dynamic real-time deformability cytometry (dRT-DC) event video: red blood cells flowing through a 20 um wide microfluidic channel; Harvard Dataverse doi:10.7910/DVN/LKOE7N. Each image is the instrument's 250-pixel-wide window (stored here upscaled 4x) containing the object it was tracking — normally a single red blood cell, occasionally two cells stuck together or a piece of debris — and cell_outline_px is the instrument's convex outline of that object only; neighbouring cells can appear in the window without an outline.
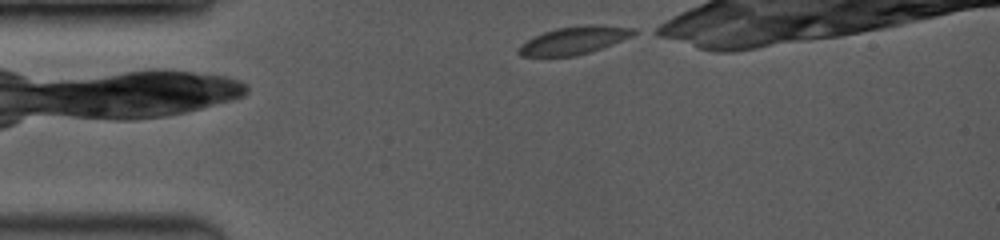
{"species": "common noctule bat (a hibernating species)", "species_latin": "Nyctalus noctula", "temperature_condition": "room temperature", "stored_images_in_passage": 61, "camera_frame_rate_fps": 3500, "um_per_image_px": 0.085, "animal": {"sex": "female", "body_mass_g": 19.0, "forearm_length_mm": 53.3}, "frame": {"image": 1, "passage_image": 1, "time_ms": 0.0, "image_size_px": [1000, 240], "cell_outline_px": [[640, 32], [632, 36], [612, 44], [576, 56], [520, 56], [516, 52], [528, 40], [544, 32], [556, 28], [632, 28]], "centroid_in_image_um": [48.72, 3.5], "position_along_channel_um": 36.3, "area_um2": 17.11}}
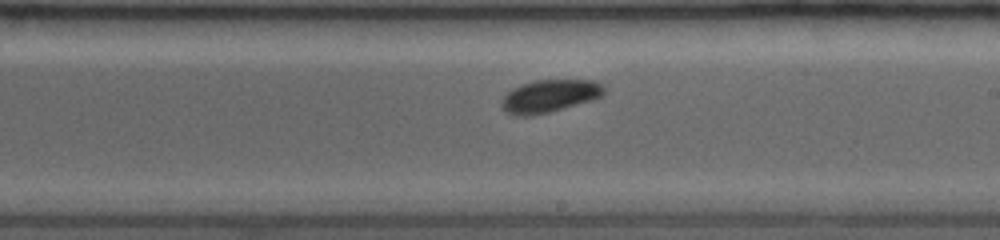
{"frame": {"image": 2, "passage_image": 32, "time_ms": 6.0, "image_size_px": [1000, 240], "cell_outline_px": [[604, 92], [600, 96], [592, 100], [548, 112], [532, 116], [512, 116], [504, 112], [500, 104], [500, 100], [512, 88], [520, 84], [536, 80], [596, 80], [604, 84]], "centroid_in_image_um": [46.66, 8.16], "position_along_channel_um": 242.3, "area_um2": 19.71}}
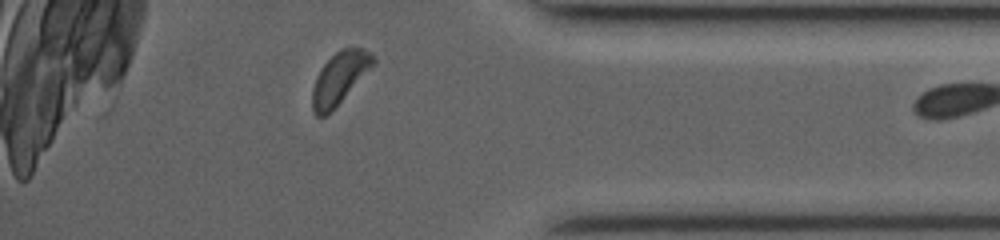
{"frame": {"image": 3, "passage_image": 55, "time_ms": 10.286, "image_size_px": [1000, 240], "cell_outline_px": [[376, 64], [332, 112], [324, 116], [316, 116], [312, 112], [312, 88], [316, 76], [320, 68], [340, 48], [364, 48], [372, 52], [376, 56]], "centroid_in_image_um": [28.9, 6.64], "position_along_channel_um": 406.3, "area_um2": 18.96}}